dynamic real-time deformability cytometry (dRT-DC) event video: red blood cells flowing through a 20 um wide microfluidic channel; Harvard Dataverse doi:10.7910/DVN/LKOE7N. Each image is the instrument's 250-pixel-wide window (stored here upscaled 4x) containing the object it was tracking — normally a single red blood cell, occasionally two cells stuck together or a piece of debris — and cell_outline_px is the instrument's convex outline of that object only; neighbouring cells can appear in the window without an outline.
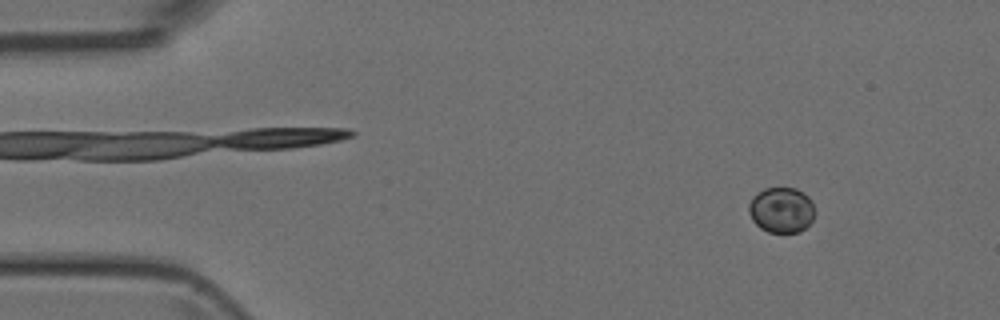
{"species": "Egyptian fruit bat (a non-hibernating species)", "species_latin": "Rousettus aegyptiacus", "temperature_condition": "room temperature", "stored_images_in_passage": 48, "camera_frame_rate_fps": 3000, "um_per_image_px": 0.085, "animal": {"sex": "female"}, "frame": {"image": 1, "passage_image": 5, "time_ms": 1.333, "image_size_px": [1000, 320], "cell_outline_px": [[816, 212], [812, 220], [800, 232], [768, 232], [760, 228], [752, 220], [748, 212], [748, 204], [752, 196], [756, 192], [764, 188], [796, 188], [804, 192], [812, 200]], "centroid_in_image_um": [66.42, 17.83], "position_along_channel_um": 18.6, "area_um2": 17.86}}
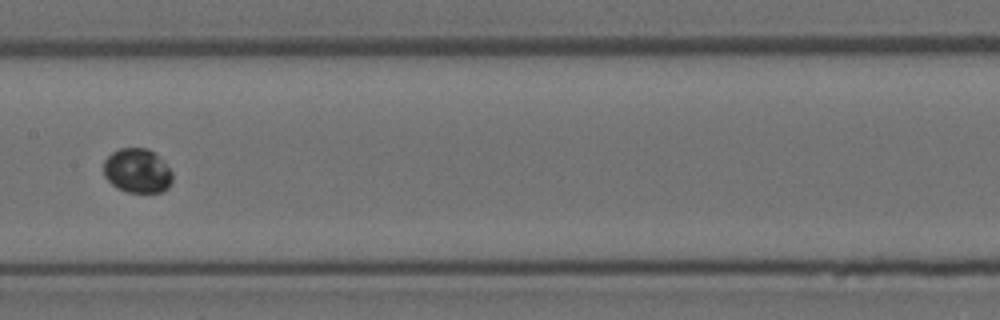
{"frame": {"image": 2, "passage_image": 24, "time_ms": 7.667, "image_size_px": [1000, 320], "cell_outline_px": [[172, 184], [168, 188], [160, 192], [128, 192], [116, 188], [104, 176], [104, 160], [112, 152], [120, 148], [148, 148], [172, 172]], "centroid_in_image_um": [11.65, 14.53], "position_along_channel_um": 195.8, "area_um2": 17.63}}
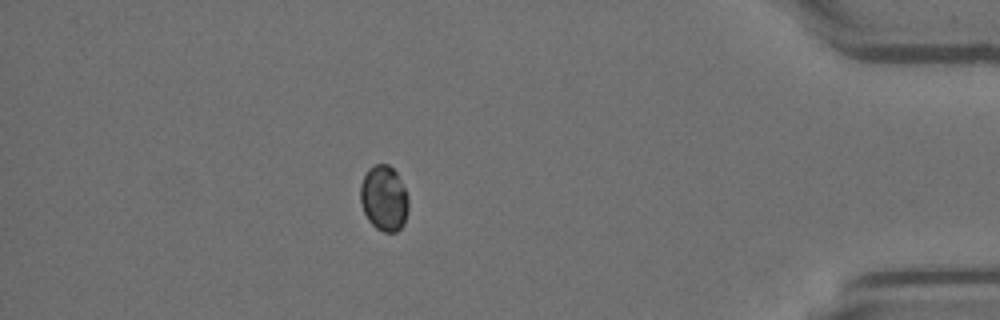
{"frame": {"image": 3, "passage_image": 42, "time_ms": 13.667, "image_size_px": [1000, 320], "cell_outline_px": [[408, 212], [404, 224], [396, 232], [384, 232], [376, 228], [368, 220], [364, 212], [360, 200], [360, 184], [368, 168], [376, 164], [388, 164], [396, 172], [404, 188], [408, 200]], "centroid_in_image_um": [32.63, 16.86], "position_along_channel_um": 402.6, "area_um2": 18.32}}